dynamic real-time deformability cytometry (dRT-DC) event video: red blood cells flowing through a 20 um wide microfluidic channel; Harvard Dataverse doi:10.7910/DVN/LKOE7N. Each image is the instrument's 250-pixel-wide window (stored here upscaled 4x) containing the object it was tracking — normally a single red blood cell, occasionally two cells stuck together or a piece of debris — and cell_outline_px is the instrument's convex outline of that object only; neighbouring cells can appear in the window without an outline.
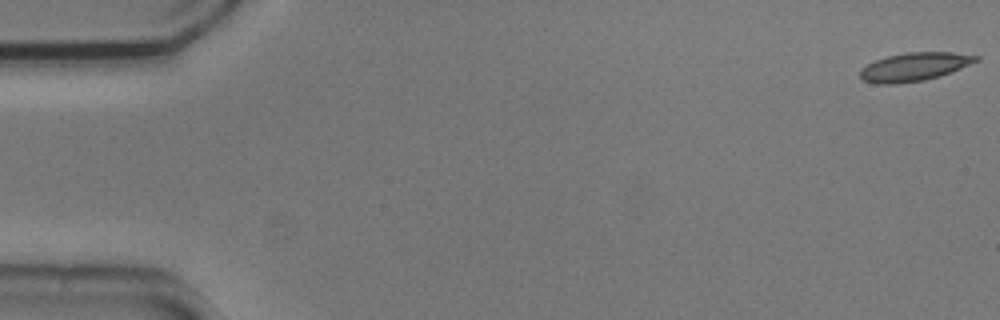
{"species": "common noctule bat (a hibernating species)", "species_latin": "Nyctalus noctula", "temperature_condition": "cold", "stored_images_in_passage": 55, "camera_frame_rate_fps": 3000, "um_per_image_px": 0.085, "animal": {"sex": "male", "body_mass_g": 20.5, "forearm_length_mm": 52.5}, "frame": {"image": 1, "passage_image": 1, "time_ms": 0.0, "image_size_px": [1000, 320], "cell_outline_px": [[980, 60], [940, 76], [924, 80], [896, 84], [876, 84], [864, 80], [860, 76], [860, 68], [876, 60], [888, 56], [908, 52], [952, 52], [980, 56]], "centroid_in_image_um": [77.72, 5.68], "position_along_channel_um": 7.3, "area_um2": 19.07}}
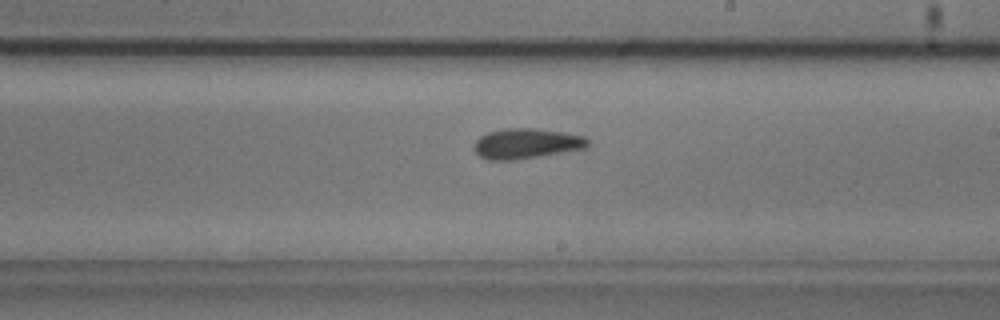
{"frame": {"image": 2, "passage_image": 32, "time_ms": 10.333, "image_size_px": [1000, 320], "cell_outline_px": [[588, 144], [584, 148], [540, 156], [512, 160], [488, 160], [480, 156], [472, 148], [476, 140], [480, 136], [488, 132], [504, 128], [532, 128], [564, 132], [584, 136], [588, 140]], "centroid_in_image_um": [44.69, 12.19], "position_along_channel_um": 244.3, "area_um2": 19.94}}
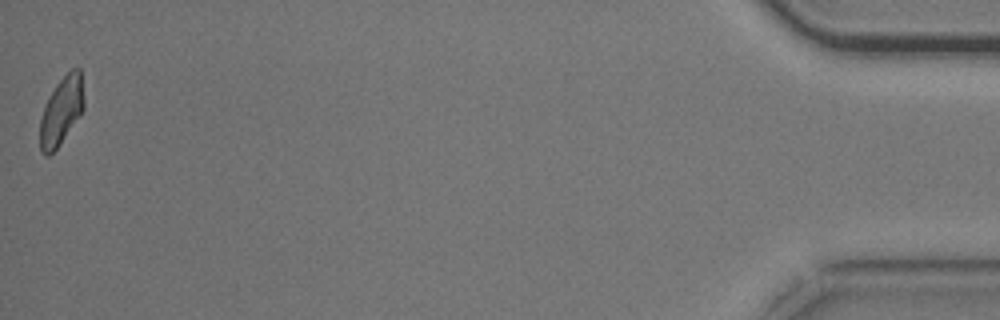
{"frame": {"image": 3, "passage_image": 55, "time_ms": 18.0, "image_size_px": [1000, 320], "cell_outline_px": [[84, 108], [56, 148], [48, 156], [44, 156], [40, 152], [40, 120], [44, 108], [56, 84], [72, 68], [80, 68], [84, 96]], "centroid_in_image_um": [5.22, 9.42], "position_along_channel_um": 430.0, "area_um2": 16.94}, "authors_computed_cell_mechanics": {"area_um2": 19.074, "velocity_mm_per_s": 3.6797, "shape_relaxation_time_tau1_ms": 3.5627, "shape_relaxation_time_tau2_ms": 3.9557, "deformation_change_tau1": 0.1109, "deformation_change_tau2": 0.1094}}